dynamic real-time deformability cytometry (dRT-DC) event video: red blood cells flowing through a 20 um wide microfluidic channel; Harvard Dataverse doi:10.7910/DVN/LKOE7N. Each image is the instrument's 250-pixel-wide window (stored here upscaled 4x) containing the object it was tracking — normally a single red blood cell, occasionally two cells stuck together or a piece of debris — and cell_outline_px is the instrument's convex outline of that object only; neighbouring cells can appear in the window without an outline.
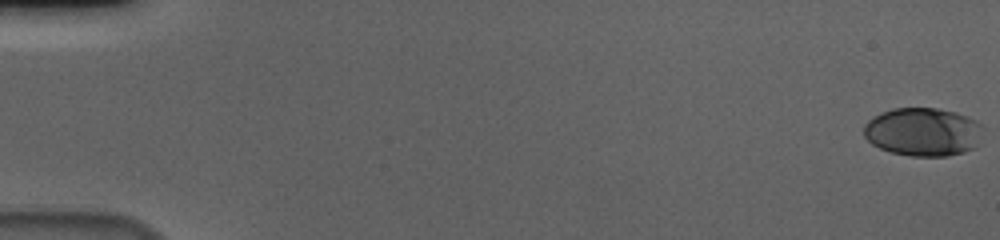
{"species": "human", "species_latin": "Homo sapiens", "temperature_condition": "cold", "stored_images_in_passage": 59, "camera_frame_rate_fps": 3000, "um_per_image_px": 0.085, "donor": {"sex": "male"}, "frame": {"image": 1, "passage_image": 1, "time_ms": 0.0, "image_size_px": [1000, 240], "cell_outline_px": [[980, 124], [976, 148], [964, 152], [948, 156], [912, 156], [892, 152], [880, 148], [872, 144], [864, 136], [864, 124], [872, 116], [892, 108], [936, 108], [956, 112], [976, 120]], "centroid_in_image_um": [78.41, 11.21], "position_along_channel_um": 6.6, "area_um2": 33.47}}
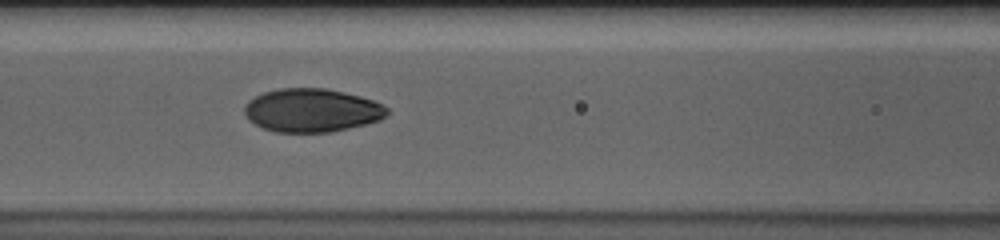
{"frame": {"image": 2, "passage_image": 27, "time_ms": 8.667, "image_size_px": [1000, 240], "cell_outline_px": [[388, 112], [380, 120], [332, 132], [276, 132], [264, 128], [248, 120], [244, 112], [244, 104], [248, 100], [264, 92], [280, 88], [324, 88], [344, 92], [360, 96], [372, 100], [388, 108]], "centroid_in_image_um": [26.47, 9.37], "position_along_channel_um": 140.1, "area_um2": 35.95}}
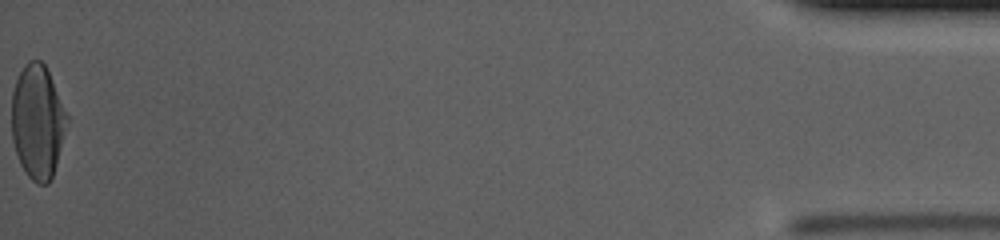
{"frame": {"image": 3, "passage_image": 59, "time_ms": 19.333, "image_size_px": [1000, 240], "cell_outline_px": [[68, 120], [56, 164], [52, 176], [48, 184], [36, 184], [28, 176], [20, 164], [12, 140], [12, 92], [16, 80], [24, 64], [28, 60], [40, 60], [44, 64], [48, 72], [68, 116]], "centroid_in_image_um": [3.18, 10.35], "position_along_channel_um": 432.0, "area_um2": 36.41}, "authors_computed_cell_mechanics": {"area_um2": 35.9516, "velocity_mm_per_s": 3.6178, "shape_relaxation_time_tau1_ms": 4.3085, "shape_relaxation_time_tau2_ms": 0.9163, "deformation_change_tau1": 0.1878, "deformation_change_tau2": 0.0429}}